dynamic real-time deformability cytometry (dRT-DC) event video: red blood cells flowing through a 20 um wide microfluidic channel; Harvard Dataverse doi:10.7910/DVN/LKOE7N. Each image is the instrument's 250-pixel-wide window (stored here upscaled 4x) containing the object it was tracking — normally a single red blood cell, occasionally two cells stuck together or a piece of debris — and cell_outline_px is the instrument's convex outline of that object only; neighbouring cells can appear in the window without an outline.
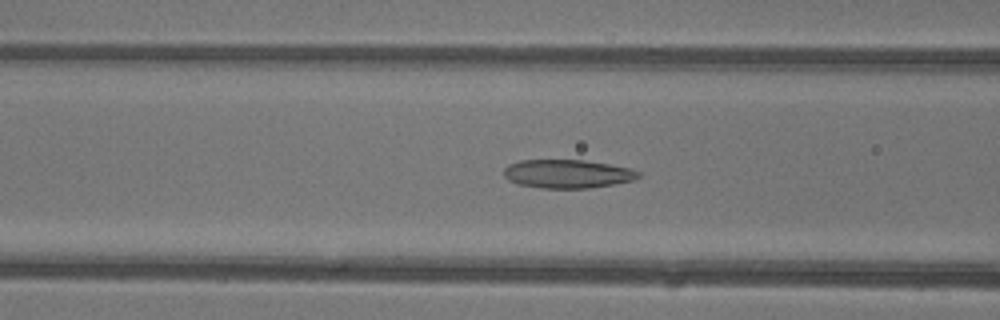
{"species": "common noctule bat (a hibernating species)", "species_latin": "Nyctalus noctula", "temperature_condition": "warm", "stored_images_in_passage": 46, "camera_frame_rate_fps": 3000, "um_per_image_px": 0.085, "animal": {"sex": "female"}, "frame": {"image": 1, "passage_image": 19, "time_ms": 6.0, "image_size_px": [1000, 320], "cell_outline_px": [[640, 176], [632, 180], [612, 184], [588, 188], [540, 188], [516, 184], [508, 180], [504, 176], [504, 168], [508, 164], [520, 160], [584, 160], [608, 164], [628, 168], [640, 172]], "centroid_in_image_um": [48.17, 14.77], "position_along_channel_um": 118.4, "area_um2": 22.31}}
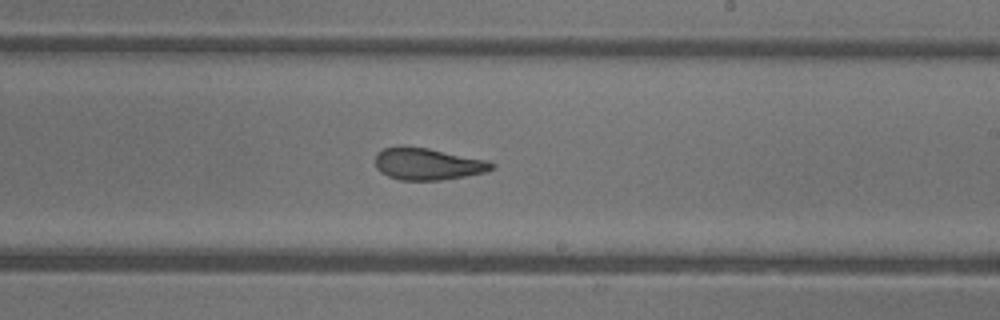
{"frame": {"image": 2, "passage_image": 28, "time_ms": 9.0, "image_size_px": [1000, 320], "cell_outline_px": [[496, 168], [484, 172], [464, 176], [440, 180], [400, 180], [388, 176], [380, 172], [376, 168], [376, 152], [384, 148], [404, 144], [428, 148], [488, 160], [496, 164]], "centroid_in_image_um": [36.34, 13.91], "position_along_channel_um": 252.7, "area_um2": 21.96}}
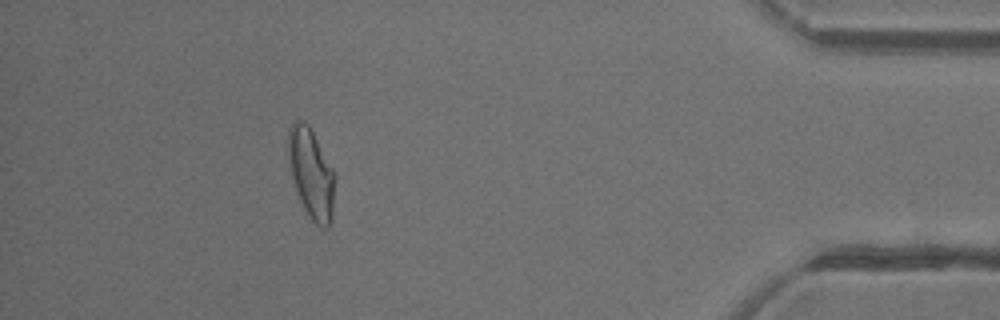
{"frame": {"image": 3, "passage_image": 42, "time_ms": 13.667, "image_size_px": [1000, 320], "cell_outline_px": [[336, 176], [332, 220], [328, 228], [320, 228], [312, 220], [304, 208], [300, 200], [292, 180], [288, 152], [288, 128], [296, 120], [304, 120], [308, 124], [336, 172]], "centroid_in_image_um": [26.49, 14.76], "position_along_channel_um": 408.7, "area_um2": 24.8}, "authors_computed_cell_mechanics": {"area_um2": 23.9581, "velocity_mm_per_s": 4.4682, "shape_relaxation_time_tau1_ms": 8.4761, "shape_relaxation_time_tau2_ms": 1.8138, "deformation_change_tau1": 0.2204, "deformation_change_tau2": 0.0955}}